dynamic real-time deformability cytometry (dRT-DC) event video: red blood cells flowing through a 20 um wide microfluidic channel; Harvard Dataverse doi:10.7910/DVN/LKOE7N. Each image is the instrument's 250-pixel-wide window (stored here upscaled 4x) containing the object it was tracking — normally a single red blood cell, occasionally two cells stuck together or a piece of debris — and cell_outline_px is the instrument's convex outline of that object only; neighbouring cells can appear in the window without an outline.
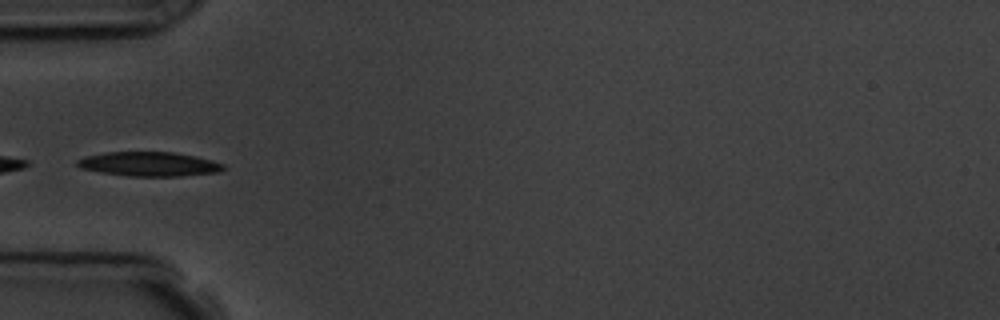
{"species": "common noctule bat (a hibernating species)", "species_latin": "Nyctalus noctula", "temperature_condition": "room temperature", "stored_images_in_passage": 6, "camera_frame_rate_fps": 3000, "um_per_image_px": 0.085, "animal": {"sex": "male", "body_mass_g": 19.5, "forearm_length_mm": 54.6}, "frame": {"image": 1, "passage_image": 6, "time_ms": 5.667, "image_size_px": [1000, 320], "cell_outline_px": [[228, 168], [220, 172], [180, 176], [128, 176], [100, 172], [80, 168], [76, 164], [76, 160], [88, 156], [104, 152], [172, 152], [196, 156], [212, 160], [224, 164]], "centroid_in_image_um": [12.72, 13.95], "position_along_channel_um": 72.3, "area_um2": 20.81}}